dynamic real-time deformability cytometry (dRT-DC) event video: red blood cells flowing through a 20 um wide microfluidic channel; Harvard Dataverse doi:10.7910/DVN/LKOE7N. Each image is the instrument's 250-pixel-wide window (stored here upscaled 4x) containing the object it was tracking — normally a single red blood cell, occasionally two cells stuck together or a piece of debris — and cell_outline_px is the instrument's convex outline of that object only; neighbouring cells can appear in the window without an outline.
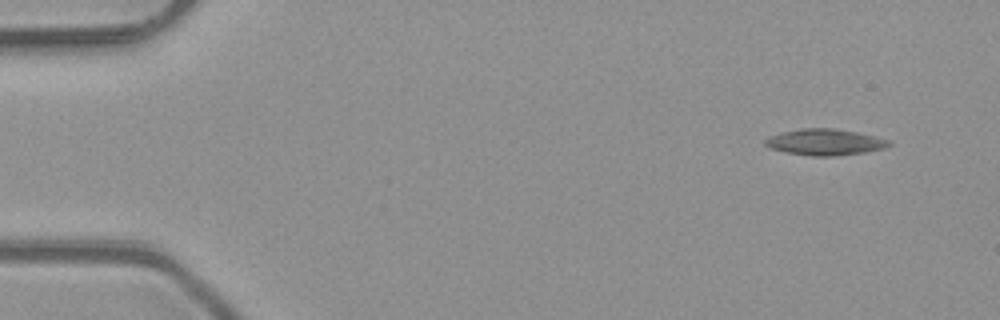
{"species": "common noctule bat (a hibernating species)", "species_latin": "Nyctalus noctula", "temperature_condition": "room temperature", "stored_images_in_passage": 47, "camera_frame_rate_fps": 3000, "um_per_image_px": 0.085, "animal": {"sex": "male", "body_mass_g": 23.1, "forearm_length_mm": 52.7}, "frame": {"image": 1, "passage_image": 1, "time_ms": 0.0, "image_size_px": [1000, 320], "cell_outline_px": [[892, 144], [884, 148], [864, 152], [832, 156], [812, 156], [788, 152], [772, 148], [764, 144], [764, 140], [768, 136], [780, 132], [804, 128], [832, 128], [856, 132], [888, 140]], "centroid_in_image_um": [70.08, 12.07], "position_along_channel_um": 14.9, "area_um2": 18.61}}
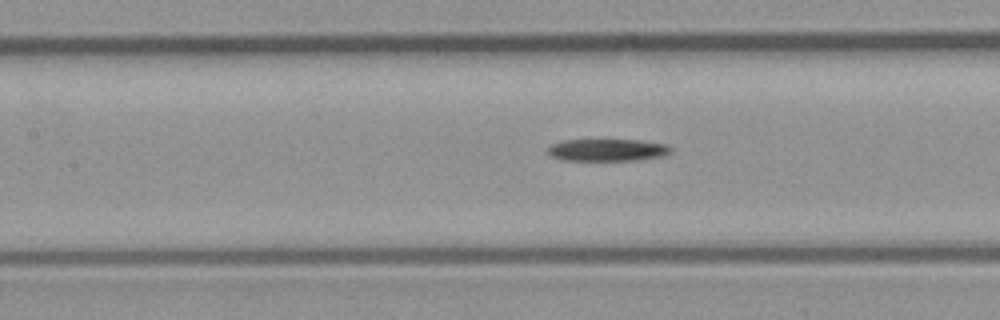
{"frame": {"image": 2, "passage_image": 20, "time_ms": 6.333, "image_size_px": [1000, 320], "cell_outline_px": [[672, 152], [664, 156], [640, 160], [560, 160], [552, 156], [548, 152], [548, 148], [552, 144], [564, 140], [640, 140], [668, 144], [672, 148]], "centroid_in_image_um": [51.69, 12.75], "position_along_channel_um": 155.7, "area_um2": 16.01}}
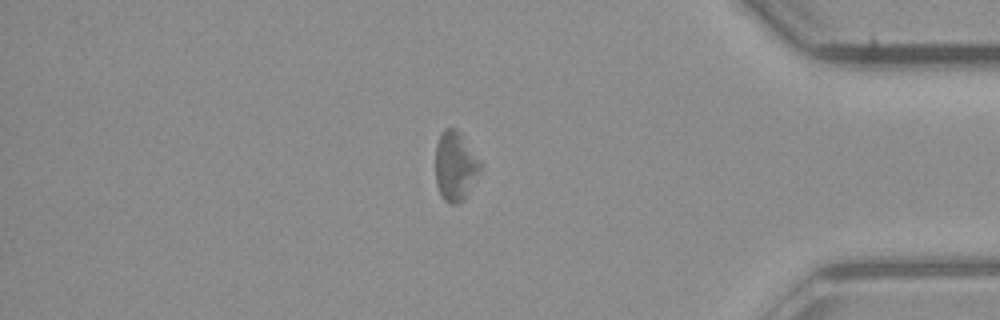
{"frame": {"image": 3, "passage_image": 40, "time_ms": 13.0, "image_size_px": [1000, 320], "cell_outline_px": [[480, 168], [464, 196], [456, 204], [448, 204], [440, 196], [436, 184], [436, 144], [440, 136], [448, 128], [456, 128], [460, 132], [480, 164]], "centroid_in_image_um": [38.63, 14.12], "position_along_channel_um": 396.6, "area_um2": 17.22}, "authors_computed_cell_mechanics": {"area_um2": 17.7446, "velocity_mm_per_s": 4.0894, "shape_relaxation_time_tau1_ms": 5.6865, "shape_relaxation_time_tau2_ms": null, "deformation_change_tau1": 0.131, "deformation_change_tau2": null}}